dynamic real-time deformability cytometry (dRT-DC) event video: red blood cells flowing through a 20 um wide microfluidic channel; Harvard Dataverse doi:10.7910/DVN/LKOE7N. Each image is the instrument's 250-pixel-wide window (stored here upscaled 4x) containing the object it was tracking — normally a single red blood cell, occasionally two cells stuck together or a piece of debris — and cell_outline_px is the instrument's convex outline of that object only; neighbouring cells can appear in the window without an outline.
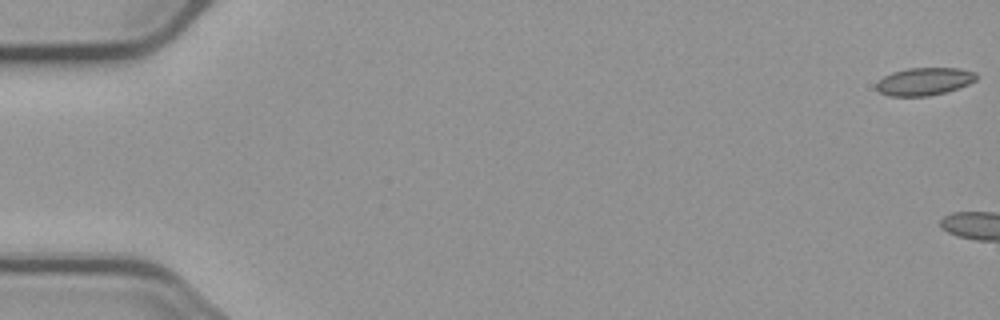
{"species": "common noctule bat (a hibernating species)", "species_latin": "Nyctalus noctula", "temperature_condition": "cold", "stored_images_in_passage": 6, "camera_frame_rate_fps": 3000, "um_per_image_px": 0.085, "animal": {"sex": "male", "body_mass_g": 23.1, "forearm_length_mm": 52.7}, "frame": {"image": 1, "passage_image": 1, "time_ms": 0.0, "image_size_px": [1000, 320], "cell_outline_px": [[976, 80], [968, 84], [944, 92], [928, 96], [888, 96], [880, 92], [876, 88], [876, 84], [884, 76], [892, 72], [908, 68], [960, 68], [976, 72]], "centroid_in_image_um": [78.55, 6.92], "position_along_channel_um": 6.4, "area_um2": 16.01}}